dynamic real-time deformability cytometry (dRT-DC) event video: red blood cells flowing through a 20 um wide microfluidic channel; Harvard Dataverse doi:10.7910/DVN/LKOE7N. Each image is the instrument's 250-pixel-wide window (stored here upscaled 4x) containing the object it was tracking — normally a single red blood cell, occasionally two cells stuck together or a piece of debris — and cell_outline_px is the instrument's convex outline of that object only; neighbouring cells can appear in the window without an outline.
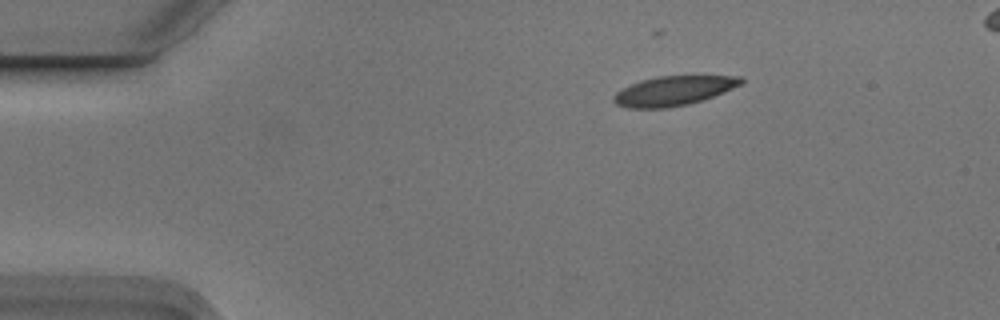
{"species": "Egyptian fruit bat (a non-hibernating species)", "species_latin": "Rousettus aegyptiacus", "temperature_condition": "cold", "stored_images_in_passage": 4, "segment_of_instrument_passage": [1, 2], "camera_frame_rate_fps": 3000, "um_per_image_px": 0.085, "animal": {"sex": "male"}, "frame": {"image": 1, "passage_image": 1, "time_ms": 0.0, "image_size_px": [1000, 320], "cell_outline_px": [[744, 84], [724, 92], [688, 104], [664, 108], [628, 108], [616, 104], [612, 100], [612, 96], [616, 92], [640, 80], [656, 76], [740, 76], [744, 80]], "centroid_in_image_um": [57.25, 7.71], "position_along_channel_um": 27.8, "area_um2": 21.79}}